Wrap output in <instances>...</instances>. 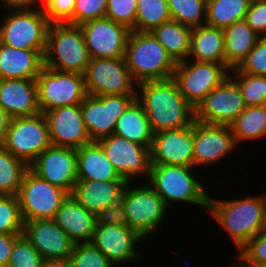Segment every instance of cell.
Listing matches in <instances>:
<instances>
[{"label": "cell", "mask_w": 266, "mask_h": 267, "mask_svg": "<svg viewBox=\"0 0 266 267\" xmlns=\"http://www.w3.org/2000/svg\"><path fill=\"white\" fill-rule=\"evenodd\" d=\"M137 85L136 99L142 104L154 134L188 127L195 121V109L184 99L173 78Z\"/></svg>", "instance_id": "obj_1"}, {"label": "cell", "mask_w": 266, "mask_h": 267, "mask_svg": "<svg viewBox=\"0 0 266 267\" xmlns=\"http://www.w3.org/2000/svg\"><path fill=\"white\" fill-rule=\"evenodd\" d=\"M207 210L231 236L237 251L266 228L263 195L236 200H217L209 195Z\"/></svg>", "instance_id": "obj_2"}, {"label": "cell", "mask_w": 266, "mask_h": 267, "mask_svg": "<svg viewBox=\"0 0 266 267\" xmlns=\"http://www.w3.org/2000/svg\"><path fill=\"white\" fill-rule=\"evenodd\" d=\"M125 60L135 84L173 78L177 64L151 32L130 31Z\"/></svg>", "instance_id": "obj_3"}, {"label": "cell", "mask_w": 266, "mask_h": 267, "mask_svg": "<svg viewBox=\"0 0 266 267\" xmlns=\"http://www.w3.org/2000/svg\"><path fill=\"white\" fill-rule=\"evenodd\" d=\"M90 59L79 25L50 24L44 53L45 67L84 75Z\"/></svg>", "instance_id": "obj_4"}, {"label": "cell", "mask_w": 266, "mask_h": 267, "mask_svg": "<svg viewBox=\"0 0 266 267\" xmlns=\"http://www.w3.org/2000/svg\"><path fill=\"white\" fill-rule=\"evenodd\" d=\"M194 167L151 165L150 186L160 195L167 207L182 201L208 209L209 194L193 174Z\"/></svg>", "instance_id": "obj_5"}, {"label": "cell", "mask_w": 266, "mask_h": 267, "mask_svg": "<svg viewBox=\"0 0 266 267\" xmlns=\"http://www.w3.org/2000/svg\"><path fill=\"white\" fill-rule=\"evenodd\" d=\"M7 13L0 26V42L21 50H46L51 23L41 7Z\"/></svg>", "instance_id": "obj_6"}, {"label": "cell", "mask_w": 266, "mask_h": 267, "mask_svg": "<svg viewBox=\"0 0 266 267\" xmlns=\"http://www.w3.org/2000/svg\"><path fill=\"white\" fill-rule=\"evenodd\" d=\"M130 184L131 182H127L121 203L126 212L129 228L145 239L159 229L168 207L149 182L135 188Z\"/></svg>", "instance_id": "obj_7"}, {"label": "cell", "mask_w": 266, "mask_h": 267, "mask_svg": "<svg viewBox=\"0 0 266 267\" xmlns=\"http://www.w3.org/2000/svg\"><path fill=\"white\" fill-rule=\"evenodd\" d=\"M51 145L44 113L13 117L1 146L28 166Z\"/></svg>", "instance_id": "obj_8"}, {"label": "cell", "mask_w": 266, "mask_h": 267, "mask_svg": "<svg viewBox=\"0 0 266 267\" xmlns=\"http://www.w3.org/2000/svg\"><path fill=\"white\" fill-rule=\"evenodd\" d=\"M69 195L66 190L50 184L28 168L17 195L23 221L54 219Z\"/></svg>", "instance_id": "obj_9"}, {"label": "cell", "mask_w": 266, "mask_h": 267, "mask_svg": "<svg viewBox=\"0 0 266 267\" xmlns=\"http://www.w3.org/2000/svg\"><path fill=\"white\" fill-rule=\"evenodd\" d=\"M41 113L81 104L87 95L84 75L43 67L36 78Z\"/></svg>", "instance_id": "obj_10"}, {"label": "cell", "mask_w": 266, "mask_h": 267, "mask_svg": "<svg viewBox=\"0 0 266 267\" xmlns=\"http://www.w3.org/2000/svg\"><path fill=\"white\" fill-rule=\"evenodd\" d=\"M228 75L223 64L186 59L176 64L173 79L184 99L196 109Z\"/></svg>", "instance_id": "obj_11"}, {"label": "cell", "mask_w": 266, "mask_h": 267, "mask_svg": "<svg viewBox=\"0 0 266 267\" xmlns=\"http://www.w3.org/2000/svg\"><path fill=\"white\" fill-rule=\"evenodd\" d=\"M84 81L87 94L97 97L137 94L125 57L90 59Z\"/></svg>", "instance_id": "obj_12"}, {"label": "cell", "mask_w": 266, "mask_h": 267, "mask_svg": "<svg viewBox=\"0 0 266 267\" xmlns=\"http://www.w3.org/2000/svg\"><path fill=\"white\" fill-rule=\"evenodd\" d=\"M135 98L136 94L102 97L87 94L81 103V110L90 139L98 141L112 135L118 118Z\"/></svg>", "instance_id": "obj_13"}, {"label": "cell", "mask_w": 266, "mask_h": 267, "mask_svg": "<svg viewBox=\"0 0 266 267\" xmlns=\"http://www.w3.org/2000/svg\"><path fill=\"white\" fill-rule=\"evenodd\" d=\"M112 163L118 175L126 182H133L136 177L149 179L151 171L150 148L132 142L116 134L96 141ZM148 176V177H147Z\"/></svg>", "instance_id": "obj_14"}, {"label": "cell", "mask_w": 266, "mask_h": 267, "mask_svg": "<svg viewBox=\"0 0 266 267\" xmlns=\"http://www.w3.org/2000/svg\"><path fill=\"white\" fill-rule=\"evenodd\" d=\"M246 108L237 83L228 75L195 109V120L230 125Z\"/></svg>", "instance_id": "obj_15"}, {"label": "cell", "mask_w": 266, "mask_h": 267, "mask_svg": "<svg viewBox=\"0 0 266 267\" xmlns=\"http://www.w3.org/2000/svg\"><path fill=\"white\" fill-rule=\"evenodd\" d=\"M79 26L91 59L125 57L131 31L126 26L106 17Z\"/></svg>", "instance_id": "obj_16"}, {"label": "cell", "mask_w": 266, "mask_h": 267, "mask_svg": "<svg viewBox=\"0 0 266 267\" xmlns=\"http://www.w3.org/2000/svg\"><path fill=\"white\" fill-rule=\"evenodd\" d=\"M77 149L50 145L29 168L50 184L72 194L77 178Z\"/></svg>", "instance_id": "obj_17"}, {"label": "cell", "mask_w": 266, "mask_h": 267, "mask_svg": "<svg viewBox=\"0 0 266 267\" xmlns=\"http://www.w3.org/2000/svg\"><path fill=\"white\" fill-rule=\"evenodd\" d=\"M194 122L184 128L157 132L150 148L151 165L193 167Z\"/></svg>", "instance_id": "obj_18"}, {"label": "cell", "mask_w": 266, "mask_h": 267, "mask_svg": "<svg viewBox=\"0 0 266 267\" xmlns=\"http://www.w3.org/2000/svg\"><path fill=\"white\" fill-rule=\"evenodd\" d=\"M235 147L237 144L229 125L194 121V168L201 165H214L228 156Z\"/></svg>", "instance_id": "obj_19"}, {"label": "cell", "mask_w": 266, "mask_h": 267, "mask_svg": "<svg viewBox=\"0 0 266 267\" xmlns=\"http://www.w3.org/2000/svg\"><path fill=\"white\" fill-rule=\"evenodd\" d=\"M52 145L78 149L92 142L81 104L60 106L44 113Z\"/></svg>", "instance_id": "obj_20"}, {"label": "cell", "mask_w": 266, "mask_h": 267, "mask_svg": "<svg viewBox=\"0 0 266 267\" xmlns=\"http://www.w3.org/2000/svg\"><path fill=\"white\" fill-rule=\"evenodd\" d=\"M22 234L37 249L43 260L67 262L75 245L53 219L25 221Z\"/></svg>", "instance_id": "obj_21"}, {"label": "cell", "mask_w": 266, "mask_h": 267, "mask_svg": "<svg viewBox=\"0 0 266 267\" xmlns=\"http://www.w3.org/2000/svg\"><path fill=\"white\" fill-rule=\"evenodd\" d=\"M141 240L143 238L129 227L96 224L91 242L116 267L140 257L136 252V244Z\"/></svg>", "instance_id": "obj_22"}, {"label": "cell", "mask_w": 266, "mask_h": 267, "mask_svg": "<svg viewBox=\"0 0 266 267\" xmlns=\"http://www.w3.org/2000/svg\"><path fill=\"white\" fill-rule=\"evenodd\" d=\"M0 106L11 118L39 114L36 79H0Z\"/></svg>", "instance_id": "obj_23"}, {"label": "cell", "mask_w": 266, "mask_h": 267, "mask_svg": "<svg viewBox=\"0 0 266 267\" xmlns=\"http://www.w3.org/2000/svg\"><path fill=\"white\" fill-rule=\"evenodd\" d=\"M53 220L75 244L92 241L96 214L83 207L72 194L61 204Z\"/></svg>", "instance_id": "obj_24"}, {"label": "cell", "mask_w": 266, "mask_h": 267, "mask_svg": "<svg viewBox=\"0 0 266 267\" xmlns=\"http://www.w3.org/2000/svg\"><path fill=\"white\" fill-rule=\"evenodd\" d=\"M126 181L78 180L72 196L88 211L98 214L121 202Z\"/></svg>", "instance_id": "obj_25"}, {"label": "cell", "mask_w": 266, "mask_h": 267, "mask_svg": "<svg viewBox=\"0 0 266 267\" xmlns=\"http://www.w3.org/2000/svg\"><path fill=\"white\" fill-rule=\"evenodd\" d=\"M45 50H21L0 42V79H36Z\"/></svg>", "instance_id": "obj_26"}, {"label": "cell", "mask_w": 266, "mask_h": 267, "mask_svg": "<svg viewBox=\"0 0 266 267\" xmlns=\"http://www.w3.org/2000/svg\"><path fill=\"white\" fill-rule=\"evenodd\" d=\"M189 60L226 64L223 29L202 25L192 28Z\"/></svg>", "instance_id": "obj_27"}, {"label": "cell", "mask_w": 266, "mask_h": 267, "mask_svg": "<svg viewBox=\"0 0 266 267\" xmlns=\"http://www.w3.org/2000/svg\"><path fill=\"white\" fill-rule=\"evenodd\" d=\"M76 167L78 180L125 181L96 141L77 149Z\"/></svg>", "instance_id": "obj_28"}, {"label": "cell", "mask_w": 266, "mask_h": 267, "mask_svg": "<svg viewBox=\"0 0 266 267\" xmlns=\"http://www.w3.org/2000/svg\"><path fill=\"white\" fill-rule=\"evenodd\" d=\"M113 134L151 148L154 132L142 104L136 98L118 118Z\"/></svg>", "instance_id": "obj_29"}, {"label": "cell", "mask_w": 266, "mask_h": 267, "mask_svg": "<svg viewBox=\"0 0 266 267\" xmlns=\"http://www.w3.org/2000/svg\"><path fill=\"white\" fill-rule=\"evenodd\" d=\"M226 64L237 68L253 49L260 36L247 24L246 20L234 22L223 29Z\"/></svg>", "instance_id": "obj_30"}, {"label": "cell", "mask_w": 266, "mask_h": 267, "mask_svg": "<svg viewBox=\"0 0 266 267\" xmlns=\"http://www.w3.org/2000/svg\"><path fill=\"white\" fill-rule=\"evenodd\" d=\"M192 28L175 20L163 22L151 33L176 62L184 61L190 52Z\"/></svg>", "instance_id": "obj_31"}, {"label": "cell", "mask_w": 266, "mask_h": 267, "mask_svg": "<svg viewBox=\"0 0 266 267\" xmlns=\"http://www.w3.org/2000/svg\"><path fill=\"white\" fill-rule=\"evenodd\" d=\"M237 146L266 137V105L246 107L229 125Z\"/></svg>", "instance_id": "obj_32"}, {"label": "cell", "mask_w": 266, "mask_h": 267, "mask_svg": "<svg viewBox=\"0 0 266 267\" xmlns=\"http://www.w3.org/2000/svg\"><path fill=\"white\" fill-rule=\"evenodd\" d=\"M252 0H207L206 22L211 27L225 29L245 19Z\"/></svg>", "instance_id": "obj_33"}, {"label": "cell", "mask_w": 266, "mask_h": 267, "mask_svg": "<svg viewBox=\"0 0 266 267\" xmlns=\"http://www.w3.org/2000/svg\"><path fill=\"white\" fill-rule=\"evenodd\" d=\"M29 166L0 145V195H18Z\"/></svg>", "instance_id": "obj_34"}, {"label": "cell", "mask_w": 266, "mask_h": 267, "mask_svg": "<svg viewBox=\"0 0 266 267\" xmlns=\"http://www.w3.org/2000/svg\"><path fill=\"white\" fill-rule=\"evenodd\" d=\"M171 20L167 0H137L135 31L151 32Z\"/></svg>", "instance_id": "obj_35"}, {"label": "cell", "mask_w": 266, "mask_h": 267, "mask_svg": "<svg viewBox=\"0 0 266 267\" xmlns=\"http://www.w3.org/2000/svg\"><path fill=\"white\" fill-rule=\"evenodd\" d=\"M167 2L172 20L191 28L205 25L207 0H167Z\"/></svg>", "instance_id": "obj_36"}, {"label": "cell", "mask_w": 266, "mask_h": 267, "mask_svg": "<svg viewBox=\"0 0 266 267\" xmlns=\"http://www.w3.org/2000/svg\"><path fill=\"white\" fill-rule=\"evenodd\" d=\"M229 72L241 91L246 107L266 105V76Z\"/></svg>", "instance_id": "obj_37"}, {"label": "cell", "mask_w": 266, "mask_h": 267, "mask_svg": "<svg viewBox=\"0 0 266 267\" xmlns=\"http://www.w3.org/2000/svg\"><path fill=\"white\" fill-rule=\"evenodd\" d=\"M24 221L17 195H0V234H22Z\"/></svg>", "instance_id": "obj_38"}, {"label": "cell", "mask_w": 266, "mask_h": 267, "mask_svg": "<svg viewBox=\"0 0 266 267\" xmlns=\"http://www.w3.org/2000/svg\"><path fill=\"white\" fill-rule=\"evenodd\" d=\"M68 267H115L92 243H76L67 260Z\"/></svg>", "instance_id": "obj_39"}, {"label": "cell", "mask_w": 266, "mask_h": 267, "mask_svg": "<svg viewBox=\"0 0 266 267\" xmlns=\"http://www.w3.org/2000/svg\"><path fill=\"white\" fill-rule=\"evenodd\" d=\"M237 253L239 261L246 267L266 265V228L250 239Z\"/></svg>", "instance_id": "obj_40"}, {"label": "cell", "mask_w": 266, "mask_h": 267, "mask_svg": "<svg viewBox=\"0 0 266 267\" xmlns=\"http://www.w3.org/2000/svg\"><path fill=\"white\" fill-rule=\"evenodd\" d=\"M43 258L21 234L17 239L6 267H40Z\"/></svg>", "instance_id": "obj_41"}, {"label": "cell", "mask_w": 266, "mask_h": 267, "mask_svg": "<svg viewBox=\"0 0 266 267\" xmlns=\"http://www.w3.org/2000/svg\"><path fill=\"white\" fill-rule=\"evenodd\" d=\"M106 18L135 31L137 0H107Z\"/></svg>", "instance_id": "obj_42"}, {"label": "cell", "mask_w": 266, "mask_h": 267, "mask_svg": "<svg viewBox=\"0 0 266 267\" xmlns=\"http://www.w3.org/2000/svg\"><path fill=\"white\" fill-rule=\"evenodd\" d=\"M230 71L266 76V37H260L241 64Z\"/></svg>", "instance_id": "obj_43"}, {"label": "cell", "mask_w": 266, "mask_h": 267, "mask_svg": "<svg viewBox=\"0 0 266 267\" xmlns=\"http://www.w3.org/2000/svg\"><path fill=\"white\" fill-rule=\"evenodd\" d=\"M107 0H76L73 10V25L101 19L106 16Z\"/></svg>", "instance_id": "obj_44"}, {"label": "cell", "mask_w": 266, "mask_h": 267, "mask_svg": "<svg viewBox=\"0 0 266 267\" xmlns=\"http://www.w3.org/2000/svg\"><path fill=\"white\" fill-rule=\"evenodd\" d=\"M76 0H44L42 10L50 23L73 25V10Z\"/></svg>", "instance_id": "obj_45"}, {"label": "cell", "mask_w": 266, "mask_h": 267, "mask_svg": "<svg viewBox=\"0 0 266 267\" xmlns=\"http://www.w3.org/2000/svg\"><path fill=\"white\" fill-rule=\"evenodd\" d=\"M245 20L260 37H266V2L252 0Z\"/></svg>", "instance_id": "obj_46"}, {"label": "cell", "mask_w": 266, "mask_h": 267, "mask_svg": "<svg viewBox=\"0 0 266 267\" xmlns=\"http://www.w3.org/2000/svg\"><path fill=\"white\" fill-rule=\"evenodd\" d=\"M97 224H111L120 227H129L126 212L122 203L104 208L96 215Z\"/></svg>", "instance_id": "obj_47"}, {"label": "cell", "mask_w": 266, "mask_h": 267, "mask_svg": "<svg viewBox=\"0 0 266 267\" xmlns=\"http://www.w3.org/2000/svg\"><path fill=\"white\" fill-rule=\"evenodd\" d=\"M21 234H0V267H6L10 255Z\"/></svg>", "instance_id": "obj_48"}, {"label": "cell", "mask_w": 266, "mask_h": 267, "mask_svg": "<svg viewBox=\"0 0 266 267\" xmlns=\"http://www.w3.org/2000/svg\"><path fill=\"white\" fill-rule=\"evenodd\" d=\"M4 7L8 9H31L35 8L34 6H39V3H42L43 6L44 0H1Z\"/></svg>", "instance_id": "obj_49"}, {"label": "cell", "mask_w": 266, "mask_h": 267, "mask_svg": "<svg viewBox=\"0 0 266 267\" xmlns=\"http://www.w3.org/2000/svg\"><path fill=\"white\" fill-rule=\"evenodd\" d=\"M11 117L0 106V145L3 143Z\"/></svg>", "instance_id": "obj_50"}, {"label": "cell", "mask_w": 266, "mask_h": 267, "mask_svg": "<svg viewBox=\"0 0 266 267\" xmlns=\"http://www.w3.org/2000/svg\"><path fill=\"white\" fill-rule=\"evenodd\" d=\"M40 267H68V265L62 260H43Z\"/></svg>", "instance_id": "obj_51"}, {"label": "cell", "mask_w": 266, "mask_h": 267, "mask_svg": "<svg viewBox=\"0 0 266 267\" xmlns=\"http://www.w3.org/2000/svg\"><path fill=\"white\" fill-rule=\"evenodd\" d=\"M239 263L237 264H232V265H229L227 267H246L243 263H241L240 261H238Z\"/></svg>", "instance_id": "obj_52"}, {"label": "cell", "mask_w": 266, "mask_h": 267, "mask_svg": "<svg viewBox=\"0 0 266 267\" xmlns=\"http://www.w3.org/2000/svg\"><path fill=\"white\" fill-rule=\"evenodd\" d=\"M264 201H265V227H266V194L263 195Z\"/></svg>", "instance_id": "obj_53"}]
</instances>
